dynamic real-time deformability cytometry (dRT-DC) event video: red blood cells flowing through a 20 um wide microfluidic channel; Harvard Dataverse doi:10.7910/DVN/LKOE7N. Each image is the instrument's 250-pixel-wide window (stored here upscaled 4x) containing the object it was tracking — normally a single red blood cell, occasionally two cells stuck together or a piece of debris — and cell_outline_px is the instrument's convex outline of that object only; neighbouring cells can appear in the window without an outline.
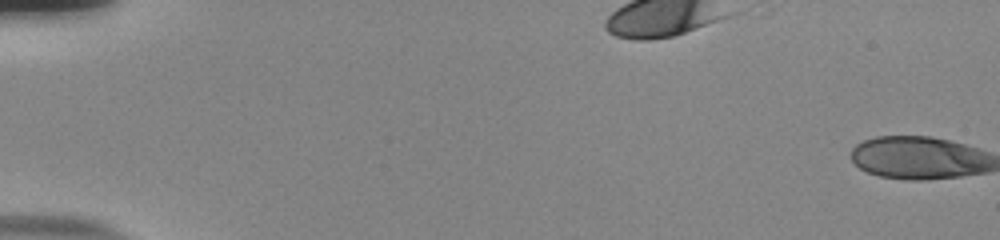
{"species": "human", "species_latin": "Homo sapiens", "temperature_condition": "room temperature", "stored_images_in_passage": 20, "camera_frame_rate_fps": 3000, "um_per_image_px": 0.085, "donor": {"sex": "male"}, "frame": {"image": 1, "passage_image": 1, "time_ms": 0.0, "image_size_px": [1000, 240], "cell_outline_px": [[980, 168], [968, 172], [948, 176], [888, 176], [872, 172], [864, 168], [860, 164], [872, 140], [892, 136], [916, 136], [940, 140], [948, 144], [976, 164]], "centroid_in_image_um": [77.77, 13.41], "position_along_channel_um": 7.2, "area_um2": 26.13}}
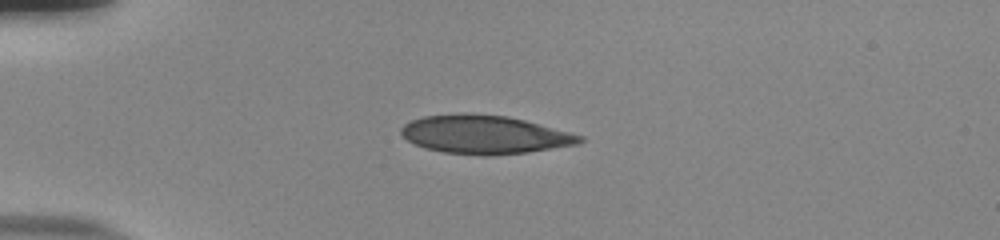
{"frame": {"image": 2, "passage_image": 16, "time_ms": 5.0, "image_size_px": [1000, 240], "cell_outline_px": [[576, 140], [540, 148], [516, 152], [456, 152], [436, 148], [420, 144], [412, 140], [404, 132], [412, 124], [420, 120], [436, 116], [496, 116], [516, 120], [568, 136]], "centroid_in_image_um": [40.97, 11.43], "position_along_channel_um": 44.0, "area_um2": 32.48}}